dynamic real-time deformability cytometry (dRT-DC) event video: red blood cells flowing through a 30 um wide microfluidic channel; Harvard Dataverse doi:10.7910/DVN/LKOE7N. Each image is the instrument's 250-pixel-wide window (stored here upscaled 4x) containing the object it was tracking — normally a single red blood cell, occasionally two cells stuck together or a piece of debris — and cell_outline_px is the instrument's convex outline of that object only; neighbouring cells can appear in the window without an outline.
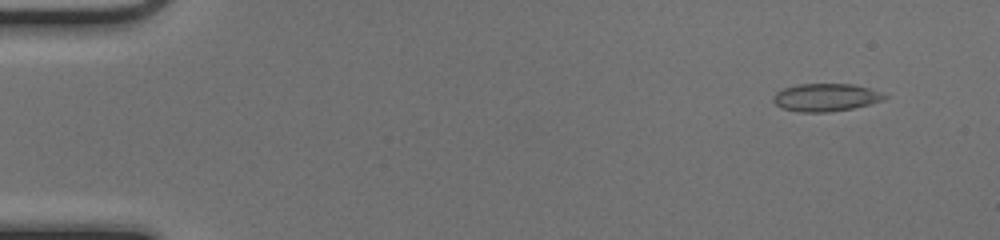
{"species": "common noctule bat (a hibernating species)", "species_latin": "Nyctalus noctula", "temperature_condition": "cold", "stored_images_in_passage": 50, "camera_frame_rate_fps": 3000, "um_per_image_px": 0.085, "animal": {"sex": "female", "body_mass_g": 17.0, "forearm_length_mm": 48.0}, "frame": {"image": 1, "passage_image": 4, "time_ms": 1.0, "image_size_px": [1000, 240], "cell_outline_px": [[888, 96], [880, 100], [868, 104], [852, 108], [828, 112], [800, 112], [784, 108], [776, 104], [772, 100], [772, 96], [776, 92], [784, 88], [796, 84], [852, 84], [868, 88]], "centroid_in_image_um": [70.12, 8.27], "position_along_channel_um": 14.9, "area_um2": 17.69}}
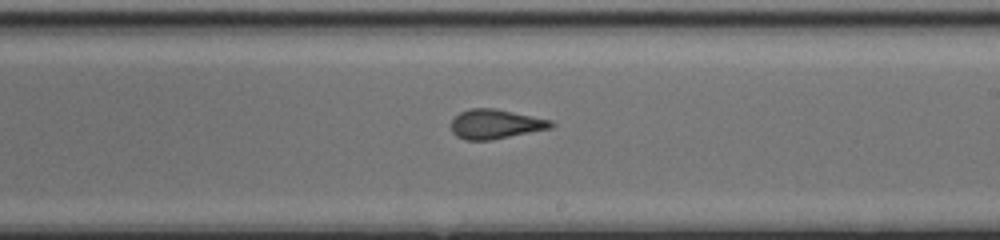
{"frame": {"image": 2, "passage_image": 30, "time_ms": 9.667, "image_size_px": [1000, 240], "cell_outline_px": [[556, 124], [552, 128], [492, 140], [464, 140], [456, 136], [452, 132], [452, 120], [460, 112], [472, 108], [496, 108], [552, 120]], "centroid_in_image_um": [42.15, 10.55], "position_along_channel_um": 246.9, "area_um2": 17.28}}
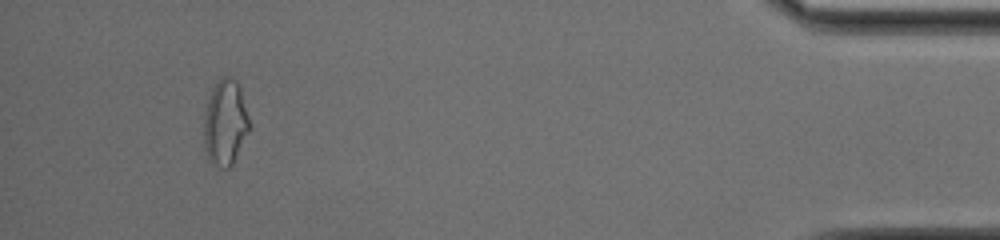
{"frame": {"image": 3, "passage_image": 47, "time_ms": 15.333, "image_size_px": [1000, 240], "cell_outline_px": [[248, 132], [232, 164], [228, 168], [220, 168], [212, 164], [204, 148], [204, 116], [208, 100], [212, 88], [216, 80], [220, 76], [232, 76], [236, 80], [240, 88], [248, 116]], "centroid_in_image_um": [19.12, 10.39], "position_along_channel_um": 416.1, "area_um2": 22.54}, "authors_computed_cell_mechanics": {"area_um2": 17.8313, "velocity_mm_per_s": 4.1493, "shape_relaxation_time_tau1_ms": null, "shape_relaxation_time_tau2_ms": 0.9764, "deformation_change_tau1": null, "deformation_change_tau2": 0.0784}}